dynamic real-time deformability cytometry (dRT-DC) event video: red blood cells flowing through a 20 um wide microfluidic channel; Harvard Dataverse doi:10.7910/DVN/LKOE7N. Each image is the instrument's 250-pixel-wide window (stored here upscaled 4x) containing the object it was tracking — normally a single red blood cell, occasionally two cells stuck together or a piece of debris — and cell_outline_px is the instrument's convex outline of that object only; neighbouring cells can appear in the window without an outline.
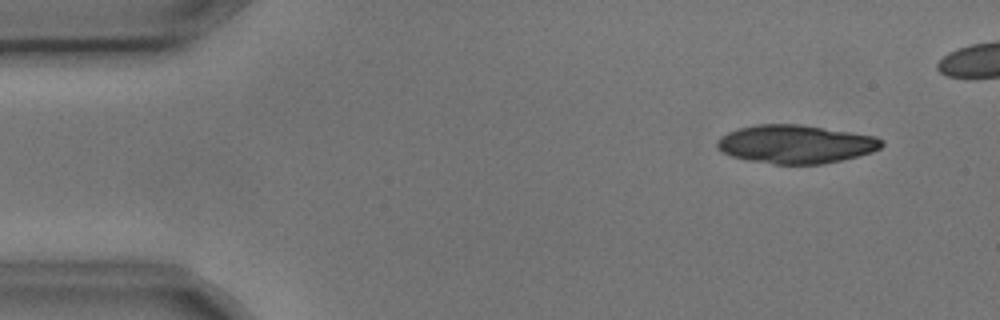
{"species": "common noctule bat (a hibernating species)", "species_latin": "Nyctalus noctula", "temperature_condition": "cold", "stored_images_in_passage": 6, "camera_frame_rate_fps": 3000, "um_per_image_px": 0.085, "animal": {"sex": "male", "body_mass_g": 17.9, "forearm_length_mm": 54.2}, "frame": {"image": 1, "passage_image": 1, "time_ms": 0.0, "image_size_px": [1000, 320], "cell_outline_px": [[884, 144], [880, 148], [872, 152], [824, 164], [772, 164], [748, 160], [732, 156], [720, 152], [716, 148], [716, 140], [720, 136], [728, 132], [740, 128], [756, 124], [800, 124], [876, 136], [884, 140]], "centroid_in_image_um": [67.6, 12.25], "position_along_channel_um": 17.4, "area_um2": 36.99}}